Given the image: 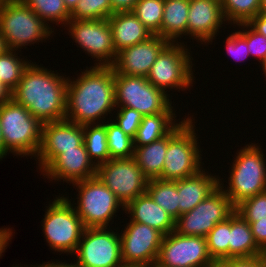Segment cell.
<instances>
[{
	"label": "cell",
	"instance_id": "484cf974",
	"mask_svg": "<svg viewBox=\"0 0 266 267\" xmlns=\"http://www.w3.org/2000/svg\"><path fill=\"white\" fill-rule=\"evenodd\" d=\"M167 149L168 135L150 144L134 147L133 158L149 180L161 177Z\"/></svg>",
	"mask_w": 266,
	"mask_h": 267
},
{
	"label": "cell",
	"instance_id": "816d5d0a",
	"mask_svg": "<svg viewBox=\"0 0 266 267\" xmlns=\"http://www.w3.org/2000/svg\"><path fill=\"white\" fill-rule=\"evenodd\" d=\"M80 0H64L66 8L71 12Z\"/></svg>",
	"mask_w": 266,
	"mask_h": 267
},
{
	"label": "cell",
	"instance_id": "e0dca14e",
	"mask_svg": "<svg viewBox=\"0 0 266 267\" xmlns=\"http://www.w3.org/2000/svg\"><path fill=\"white\" fill-rule=\"evenodd\" d=\"M84 144L83 125L68 120L45 122L39 151L36 155L41 172L63 150L75 149Z\"/></svg>",
	"mask_w": 266,
	"mask_h": 267
},
{
	"label": "cell",
	"instance_id": "83f0119b",
	"mask_svg": "<svg viewBox=\"0 0 266 267\" xmlns=\"http://www.w3.org/2000/svg\"><path fill=\"white\" fill-rule=\"evenodd\" d=\"M83 135L86 151L94 165L99 166L111 159L107 143V130L105 121L102 122V124L100 122L96 123V125H83Z\"/></svg>",
	"mask_w": 266,
	"mask_h": 267
},
{
	"label": "cell",
	"instance_id": "f6af8a7d",
	"mask_svg": "<svg viewBox=\"0 0 266 267\" xmlns=\"http://www.w3.org/2000/svg\"><path fill=\"white\" fill-rule=\"evenodd\" d=\"M12 229L10 228H0V257L3 255L2 253L5 251L9 240L12 237Z\"/></svg>",
	"mask_w": 266,
	"mask_h": 267
},
{
	"label": "cell",
	"instance_id": "603a6c76",
	"mask_svg": "<svg viewBox=\"0 0 266 267\" xmlns=\"http://www.w3.org/2000/svg\"><path fill=\"white\" fill-rule=\"evenodd\" d=\"M108 22L116 52L143 42L153 35L133 12L113 13Z\"/></svg>",
	"mask_w": 266,
	"mask_h": 267
},
{
	"label": "cell",
	"instance_id": "ffe728a7",
	"mask_svg": "<svg viewBox=\"0 0 266 267\" xmlns=\"http://www.w3.org/2000/svg\"><path fill=\"white\" fill-rule=\"evenodd\" d=\"M226 21L220 1L189 0L187 36L210 43L215 39L219 27ZM194 37V38H193Z\"/></svg>",
	"mask_w": 266,
	"mask_h": 267
},
{
	"label": "cell",
	"instance_id": "5b68a950",
	"mask_svg": "<svg viewBox=\"0 0 266 267\" xmlns=\"http://www.w3.org/2000/svg\"><path fill=\"white\" fill-rule=\"evenodd\" d=\"M192 121L191 116L179 121L168 134V149L159 179L176 181L191 177L203 169L201 150Z\"/></svg>",
	"mask_w": 266,
	"mask_h": 267
},
{
	"label": "cell",
	"instance_id": "8fae6325",
	"mask_svg": "<svg viewBox=\"0 0 266 267\" xmlns=\"http://www.w3.org/2000/svg\"><path fill=\"white\" fill-rule=\"evenodd\" d=\"M222 184L219 183V187L193 210L180 215L175 221L176 233L206 237L217 223L227 220L235 212Z\"/></svg>",
	"mask_w": 266,
	"mask_h": 267
},
{
	"label": "cell",
	"instance_id": "4fadbf2b",
	"mask_svg": "<svg viewBox=\"0 0 266 267\" xmlns=\"http://www.w3.org/2000/svg\"><path fill=\"white\" fill-rule=\"evenodd\" d=\"M215 264L206 237L179 235L175 231L163 237L156 261L159 267H215Z\"/></svg>",
	"mask_w": 266,
	"mask_h": 267
},
{
	"label": "cell",
	"instance_id": "9f6ffc18",
	"mask_svg": "<svg viewBox=\"0 0 266 267\" xmlns=\"http://www.w3.org/2000/svg\"><path fill=\"white\" fill-rule=\"evenodd\" d=\"M263 257L266 259V250L263 252Z\"/></svg>",
	"mask_w": 266,
	"mask_h": 267
},
{
	"label": "cell",
	"instance_id": "5bb4252c",
	"mask_svg": "<svg viewBox=\"0 0 266 267\" xmlns=\"http://www.w3.org/2000/svg\"><path fill=\"white\" fill-rule=\"evenodd\" d=\"M96 176L124 206L146 193L149 182L133 157L110 159L97 166Z\"/></svg>",
	"mask_w": 266,
	"mask_h": 267
},
{
	"label": "cell",
	"instance_id": "3957f363",
	"mask_svg": "<svg viewBox=\"0 0 266 267\" xmlns=\"http://www.w3.org/2000/svg\"><path fill=\"white\" fill-rule=\"evenodd\" d=\"M0 120L5 156L11 152L17 156L36 157L40 148L43 123L13 99L0 106Z\"/></svg>",
	"mask_w": 266,
	"mask_h": 267
},
{
	"label": "cell",
	"instance_id": "d4e9b609",
	"mask_svg": "<svg viewBox=\"0 0 266 267\" xmlns=\"http://www.w3.org/2000/svg\"><path fill=\"white\" fill-rule=\"evenodd\" d=\"M189 0H164L163 18L159 36L170 43L187 34Z\"/></svg>",
	"mask_w": 266,
	"mask_h": 267
},
{
	"label": "cell",
	"instance_id": "4316f807",
	"mask_svg": "<svg viewBox=\"0 0 266 267\" xmlns=\"http://www.w3.org/2000/svg\"><path fill=\"white\" fill-rule=\"evenodd\" d=\"M175 115V113H159L143 116L133 138L134 147H141L167 136L179 124L175 123Z\"/></svg>",
	"mask_w": 266,
	"mask_h": 267
},
{
	"label": "cell",
	"instance_id": "6da1fadb",
	"mask_svg": "<svg viewBox=\"0 0 266 267\" xmlns=\"http://www.w3.org/2000/svg\"><path fill=\"white\" fill-rule=\"evenodd\" d=\"M67 79L66 120L81 125L96 124V120L104 119L115 109L114 70L111 66H93L85 69L77 79Z\"/></svg>",
	"mask_w": 266,
	"mask_h": 267
},
{
	"label": "cell",
	"instance_id": "bcb514c9",
	"mask_svg": "<svg viewBox=\"0 0 266 267\" xmlns=\"http://www.w3.org/2000/svg\"><path fill=\"white\" fill-rule=\"evenodd\" d=\"M12 99V91L0 81V106Z\"/></svg>",
	"mask_w": 266,
	"mask_h": 267
},
{
	"label": "cell",
	"instance_id": "7c38bea8",
	"mask_svg": "<svg viewBox=\"0 0 266 267\" xmlns=\"http://www.w3.org/2000/svg\"><path fill=\"white\" fill-rule=\"evenodd\" d=\"M106 227L85 228L76 249L79 267H121L120 234ZM118 233V234H117Z\"/></svg>",
	"mask_w": 266,
	"mask_h": 267
},
{
	"label": "cell",
	"instance_id": "db71d44e",
	"mask_svg": "<svg viewBox=\"0 0 266 267\" xmlns=\"http://www.w3.org/2000/svg\"><path fill=\"white\" fill-rule=\"evenodd\" d=\"M262 65V69L264 71L265 77H266V57L265 59L262 61V63H260Z\"/></svg>",
	"mask_w": 266,
	"mask_h": 267
},
{
	"label": "cell",
	"instance_id": "b9f144b4",
	"mask_svg": "<svg viewBox=\"0 0 266 267\" xmlns=\"http://www.w3.org/2000/svg\"><path fill=\"white\" fill-rule=\"evenodd\" d=\"M139 0H110L114 13L132 12Z\"/></svg>",
	"mask_w": 266,
	"mask_h": 267
},
{
	"label": "cell",
	"instance_id": "74e56055",
	"mask_svg": "<svg viewBox=\"0 0 266 267\" xmlns=\"http://www.w3.org/2000/svg\"><path fill=\"white\" fill-rule=\"evenodd\" d=\"M118 108L119 111L117 110L116 113L117 119L115 118L116 121L113 119V122L117 124L124 133L134 138L144 115L131 108Z\"/></svg>",
	"mask_w": 266,
	"mask_h": 267
},
{
	"label": "cell",
	"instance_id": "8d00e7d4",
	"mask_svg": "<svg viewBox=\"0 0 266 267\" xmlns=\"http://www.w3.org/2000/svg\"><path fill=\"white\" fill-rule=\"evenodd\" d=\"M235 211L247 222L266 219V191L242 201Z\"/></svg>",
	"mask_w": 266,
	"mask_h": 267
},
{
	"label": "cell",
	"instance_id": "f546056e",
	"mask_svg": "<svg viewBox=\"0 0 266 267\" xmlns=\"http://www.w3.org/2000/svg\"><path fill=\"white\" fill-rule=\"evenodd\" d=\"M230 230L231 216L217 223L206 236L208 252L215 263L229 258Z\"/></svg>",
	"mask_w": 266,
	"mask_h": 267
},
{
	"label": "cell",
	"instance_id": "44dd1931",
	"mask_svg": "<svg viewBox=\"0 0 266 267\" xmlns=\"http://www.w3.org/2000/svg\"><path fill=\"white\" fill-rule=\"evenodd\" d=\"M123 210L131 214V221L146 224L164 236L175 231L173 217L155 203L147 192L127 203Z\"/></svg>",
	"mask_w": 266,
	"mask_h": 267
},
{
	"label": "cell",
	"instance_id": "d6986e66",
	"mask_svg": "<svg viewBox=\"0 0 266 267\" xmlns=\"http://www.w3.org/2000/svg\"><path fill=\"white\" fill-rule=\"evenodd\" d=\"M97 166L91 161L85 145L63 150L42 172L52 180L71 184L96 176Z\"/></svg>",
	"mask_w": 266,
	"mask_h": 267
},
{
	"label": "cell",
	"instance_id": "7dc6e473",
	"mask_svg": "<svg viewBox=\"0 0 266 267\" xmlns=\"http://www.w3.org/2000/svg\"><path fill=\"white\" fill-rule=\"evenodd\" d=\"M248 267H266V259L263 255L248 257Z\"/></svg>",
	"mask_w": 266,
	"mask_h": 267
},
{
	"label": "cell",
	"instance_id": "6f0895ef",
	"mask_svg": "<svg viewBox=\"0 0 266 267\" xmlns=\"http://www.w3.org/2000/svg\"><path fill=\"white\" fill-rule=\"evenodd\" d=\"M121 267H133V266H127V265H123V266H121Z\"/></svg>",
	"mask_w": 266,
	"mask_h": 267
},
{
	"label": "cell",
	"instance_id": "ba28073f",
	"mask_svg": "<svg viewBox=\"0 0 266 267\" xmlns=\"http://www.w3.org/2000/svg\"><path fill=\"white\" fill-rule=\"evenodd\" d=\"M44 217L42 229L51 250L73 255L85 229L73 203L67 197H56Z\"/></svg>",
	"mask_w": 266,
	"mask_h": 267
},
{
	"label": "cell",
	"instance_id": "7a4b0ae2",
	"mask_svg": "<svg viewBox=\"0 0 266 267\" xmlns=\"http://www.w3.org/2000/svg\"><path fill=\"white\" fill-rule=\"evenodd\" d=\"M33 62L12 91V99L42 123L65 120L68 79Z\"/></svg>",
	"mask_w": 266,
	"mask_h": 267
},
{
	"label": "cell",
	"instance_id": "7402d4cb",
	"mask_svg": "<svg viewBox=\"0 0 266 267\" xmlns=\"http://www.w3.org/2000/svg\"><path fill=\"white\" fill-rule=\"evenodd\" d=\"M219 177L206 174L200 170L197 174L178 180L179 217L181 214L193 210L206 199L222 182Z\"/></svg>",
	"mask_w": 266,
	"mask_h": 267
},
{
	"label": "cell",
	"instance_id": "836d02e7",
	"mask_svg": "<svg viewBox=\"0 0 266 267\" xmlns=\"http://www.w3.org/2000/svg\"><path fill=\"white\" fill-rule=\"evenodd\" d=\"M18 58L14 50L8 49L4 54L0 55V81L13 91L29 66L30 62Z\"/></svg>",
	"mask_w": 266,
	"mask_h": 267
},
{
	"label": "cell",
	"instance_id": "ab89813d",
	"mask_svg": "<svg viewBox=\"0 0 266 267\" xmlns=\"http://www.w3.org/2000/svg\"><path fill=\"white\" fill-rule=\"evenodd\" d=\"M226 50L235 60L249 57L247 40L238 32H233L226 38Z\"/></svg>",
	"mask_w": 266,
	"mask_h": 267
},
{
	"label": "cell",
	"instance_id": "f1b7e54d",
	"mask_svg": "<svg viewBox=\"0 0 266 267\" xmlns=\"http://www.w3.org/2000/svg\"><path fill=\"white\" fill-rule=\"evenodd\" d=\"M146 192L176 221L179 218L178 180L151 179Z\"/></svg>",
	"mask_w": 266,
	"mask_h": 267
},
{
	"label": "cell",
	"instance_id": "4dcf8cb0",
	"mask_svg": "<svg viewBox=\"0 0 266 267\" xmlns=\"http://www.w3.org/2000/svg\"><path fill=\"white\" fill-rule=\"evenodd\" d=\"M45 23L47 21L64 24L70 20V11L66 8L64 0H22Z\"/></svg>",
	"mask_w": 266,
	"mask_h": 267
},
{
	"label": "cell",
	"instance_id": "60d3db41",
	"mask_svg": "<svg viewBox=\"0 0 266 267\" xmlns=\"http://www.w3.org/2000/svg\"><path fill=\"white\" fill-rule=\"evenodd\" d=\"M248 223L257 246L264 252L266 250V219Z\"/></svg>",
	"mask_w": 266,
	"mask_h": 267
},
{
	"label": "cell",
	"instance_id": "c3c4849f",
	"mask_svg": "<svg viewBox=\"0 0 266 267\" xmlns=\"http://www.w3.org/2000/svg\"><path fill=\"white\" fill-rule=\"evenodd\" d=\"M51 262L50 263L47 262L46 264H43V265L40 264L37 267H79L75 262L74 263L71 262V264L65 263L62 261L61 262L56 261V263L54 261H51ZM20 267H22V266H20ZM26 267H28V266H26ZM33 267H36V266H33Z\"/></svg>",
	"mask_w": 266,
	"mask_h": 267
},
{
	"label": "cell",
	"instance_id": "f5cc1de1",
	"mask_svg": "<svg viewBox=\"0 0 266 267\" xmlns=\"http://www.w3.org/2000/svg\"><path fill=\"white\" fill-rule=\"evenodd\" d=\"M260 12L266 13V0H260Z\"/></svg>",
	"mask_w": 266,
	"mask_h": 267
},
{
	"label": "cell",
	"instance_id": "f35d334b",
	"mask_svg": "<svg viewBox=\"0 0 266 267\" xmlns=\"http://www.w3.org/2000/svg\"><path fill=\"white\" fill-rule=\"evenodd\" d=\"M237 25L243 27V29H248L246 31L239 30L238 32L247 40L249 53L259 58L262 63L266 57V37L255 31L248 23H240Z\"/></svg>",
	"mask_w": 266,
	"mask_h": 267
},
{
	"label": "cell",
	"instance_id": "ee69618b",
	"mask_svg": "<svg viewBox=\"0 0 266 267\" xmlns=\"http://www.w3.org/2000/svg\"><path fill=\"white\" fill-rule=\"evenodd\" d=\"M215 267H248V258H227L216 262Z\"/></svg>",
	"mask_w": 266,
	"mask_h": 267
},
{
	"label": "cell",
	"instance_id": "30bf717a",
	"mask_svg": "<svg viewBox=\"0 0 266 267\" xmlns=\"http://www.w3.org/2000/svg\"><path fill=\"white\" fill-rule=\"evenodd\" d=\"M180 43V45L178 44ZM181 42L168 43L158 54L147 80L163 91L190 88L193 83L192 61L189 49Z\"/></svg>",
	"mask_w": 266,
	"mask_h": 267
},
{
	"label": "cell",
	"instance_id": "e575fe53",
	"mask_svg": "<svg viewBox=\"0 0 266 267\" xmlns=\"http://www.w3.org/2000/svg\"><path fill=\"white\" fill-rule=\"evenodd\" d=\"M107 143L111 159L132 158L134 155L133 138L124 133L113 121L106 123Z\"/></svg>",
	"mask_w": 266,
	"mask_h": 267
},
{
	"label": "cell",
	"instance_id": "1f68e13d",
	"mask_svg": "<svg viewBox=\"0 0 266 267\" xmlns=\"http://www.w3.org/2000/svg\"><path fill=\"white\" fill-rule=\"evenodd\" d=\"M163 9L164 0H139L132 12L153 35H159Z\"/></svg>",
	"mask_w": 266,
	"mask_h": 267
},
{
	"label": "cell",
	"instance_id": "f907efd6",
	"mask_svg": "<svg viewBox=\"0 0 266 267\" xmlns=\"http://www.w3.org/2000/svg\"><path fill=\"white\" fill-rule=\"evenodd\" d=\"M9 48L7 47V44L5 42V39L0 32V55L4 54Z\"/></svg>",
	"mask_w": 266,
	"mask_h": 267
},
{
	"label": "cell",
	"instance_id": "9c48e42d",
	"mask_svg": "<svg viewBox=\"0 0 266 267\" xmlns=\"http://www.w3.org/2000/svg\"><path fill=\"white\" fill-rule=\"evenodd\" d=\"M73 185L79 192L78 206L74 208L85 228H107L117 210L124 208L116 195L97 176Z\"/></svg>",
	"mask_w": 266,
	"mask_h": 267
},
{
	"label": "cell",
	"instance_id": "52a82bcc",
	"mask_svg": "<svg viewBox=\"0 0 266 267\" xmlns=\"http://www.w3.org/2000/svg\"><path fill=\"white\" fill-rule=\"evenodd\" d=\"M166 92L154 87L146 77L114 72L115 108H131L144 116L174 113Z\"/></svg>",
	"mask_w": 266,
	"mask_h": 267
},
{
	"label": "cell",
	"instance_id": "11a10c76",
	"mask_svg": "<svg viewBox=\"0 0 266 267\" xmlns=\"http://www.w3.org/2000/svg\"><path fill=\"white\" fill-rule=\"evenodd\" d=\"M142 267H159L156 264H154L153 266H142Z\"/></svg>",
	"mask_w": 266,
	"mask_h": 267
},
{
	"label": "cell",
	"instance_id": "277c9868",
	"mask_svg": "<svg viewBox=\"0 0 266 267\" xmlns=\"http://www.w3.org/2000/svg\"><path fill=\"white\" fill-rule=\"evenodd\" d=\"M45 23L22 0H5L0 2V32L7 47L17 51L18 48L46 40L52 32Z\"/></svg>",
	"mask_w": 266,
	"mask_h": 267
},
{
	"label": "cell",
	"instance_id": "cb8c5ba5",
	"mask_svg": "<svg viewBox=\"0 0 266 267\" xmlns=\"http://www.w3.org/2000/svg\"><path fill=\"white\" fill-rule=\"evenodd\" d=\"M263 255L257 246L250 225L236 211L231 215L229 258H248Z\"/></svg>",
	"mask_w": 266,
	"mask_h": 267
},
{
	"label": "cell",
	"instance_id": "9a60e30c",
	"mask_svg": "<svg viewBox=\"0 0 266 267\" xmlns=\"http://www.w3.org/2000/svg\"><path fill=\"white\" fill-rule=\"evenodd\" d=\"M66 25L75 43H78L88 55L96 58L98 63L96 62L95 66H112L117 52L108 19H70Z\"/></svg>",
	"mask_w": 266,
	"mask_h": 267
},
{
	"label": "cell",
	"instance_id": "d6a6232c",
	"mask_svg": "<svg viewBox=\"0 0 266 267\" xmlns=\"http://www.w3.org/2000/svg\"><path fill=\"white\" fill-rule=\"evenodd\" d=\"M221 5L226 22L233 25L248 23L260 12V0H222Z\"/></svg>",
	"mask_w": 266,
	"mask_h": 267
},
{
	"label": "cell",
	"instance_id": "8992f818",
	"mask_svg": "<svg viewBox=\"0 0 266 267\" xmlns=\"http://www.w3.org/2000/svg\"><path fill=\"white\" fill-rule=\"evenodd\" d=\"M261 148L247 144L241 149L231 166L229 186L223 189L236 207L247 198L266 191V162Z\"/></svg>",
	"mask_w": 266,
	"mask_h": 267
},
{
	"label": "cell",
	"instance_id": "681fc988",
	"mask_svg": "<svg viewBox=\"0 0 266 267\" xmlns=\"http://www.w3.org/2000/svg\"><path fill=\"white\" fill-rule=\"evenodd\" d=\"M5 156V145L3 140V134H2V125L0 120V159L4 158Z\"/></svg>",
	"mask_w": 266,
	"mask_h": 267
},
{
	"label": "cell",
	"instance_id": "2e32d148",
	"mask_svg": "<svg viewBox=\"0 0 266 267\" xmlns=\"http://www.w3.org/2000/svg\"><path fill=\"white\" fill-rule=\"evenodd\" d=\"M163 237L146 224L130 221L120 235L123 264L133 267L156 264Z\"/></svg>",
	"mask_w": 266,
	"mask_h": 267
},
{
	"label": "cell",
	"instance_id": "ac0fdd59",
	"mask_svg": "<svg viewBox=\"0 0 266 267\" xmlns=\"http://www.w3.org/2000/svg\"><path fill=\"white\" fill-rule=\"evenodd\" d=\"M169 42L159 35L117 52L112 64L114 72L126 76L147 77L158 54Z\"/></svg>",
	"mask_w": 266,
	"mask_h": 267
},
{
	"label": "cell",
	"instance_id": "7bdbcfd3",
	"mask_svg": "<svg viewBox=\"0 0 266 267\" xmlns=\"http://www.w3.org/2000/svg\"><path fill=\"white\" fill-rule=\"evenodd\" d=\"M248 24L259 34L266 37V13L259 12Z\"/></svg>",
	"mask_w": 266,
	"mask_h": 267
},
{
	"label": "cell",
	"instance_id": "d590c367",
	"mask_svg": "<svg viewBox=\"0 0 266 267\" xmlns=\"http://www.w3.org/2000/svg\"><path fill=\"white\" fill-rule=\"evenodd\" d=\"M113 13L110 0H80L70 12V19H109Z\"/></svg>",
	"mask_w": 266,
	"mask_h": 267
}]
</instances>
